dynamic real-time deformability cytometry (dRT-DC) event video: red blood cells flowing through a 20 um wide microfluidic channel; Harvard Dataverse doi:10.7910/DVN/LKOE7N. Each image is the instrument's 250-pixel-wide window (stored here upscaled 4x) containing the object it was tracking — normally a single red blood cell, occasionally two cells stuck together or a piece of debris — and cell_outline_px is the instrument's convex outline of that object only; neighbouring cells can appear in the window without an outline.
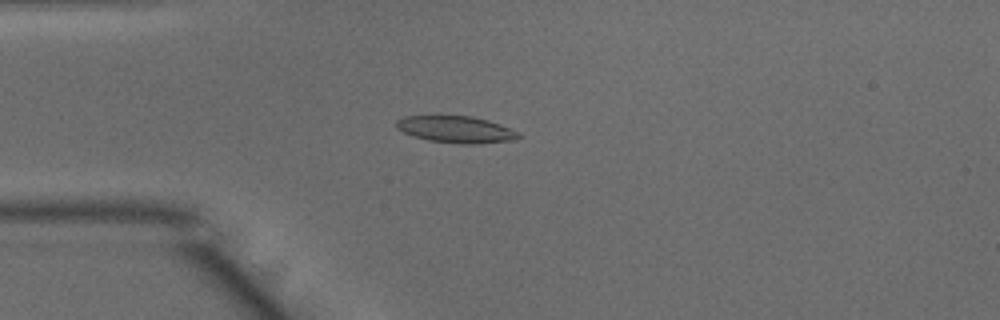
{"species": "common noctule bat (a hibernating species)", "species_latin": "Nyctalus noctula", "temperature_condition": "warm", "stored_images_in_passage": 49, "camera_frame_rate_fps": 3000, "um_per_image_px": 0.085, "animal": {"sex": "male", "body_mass_g": 15.6}, "frame": {"image": 1, "passage_image": 12, "time_ms": 3.667, "image_size_px": [1000, 320], "cell_outline_px": [[524, 136], [512, 140], [480, 144], [460, 144], [428, 140], [412, 136], [396, 128], [396, 120], [404, 116], [472, 116], [488, 120], [500, 124], [520, 132]], "centroid_in_image_um": [38.79, 11.01], "position_along_channel_um": 46.2, "area_um2": 19.25}}
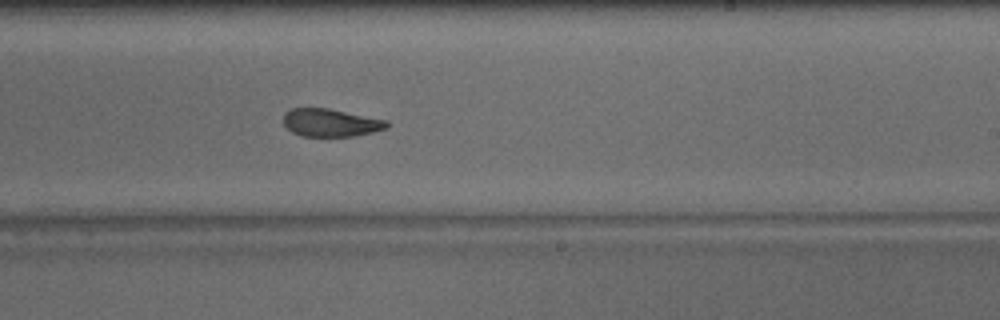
{"frame": {"image": 2, "passage_image": 29, "time_ms": 9.333, "image_size_px": [1000, 320], "cell_outline_px": [[388, 128], [372, 132], [352, 136], [300, 136], [292, 132], [284, 124], [284, 112], [292, 108], [328, 108], [388, 120]], "centroid_in_image_um": [28.1, 10.42], "position_along_channel_um": 260.9, "area_um2": 16.76}}
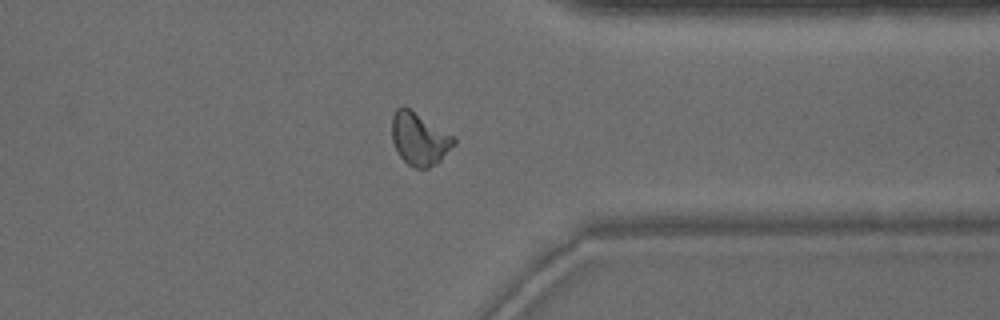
{"frame": {"image": 3, "passage_image": 38, "time_ms": 12.333, "image_size_px": [1000, 320], "cell_outline_px": [[456, 144], [436, 164], [428, 168], [416, 168], [408, 164], [400, 156], [392, 140], [392, 116], [396, 108], [400, 104], [404, 104], [452, 136], [456, 140]], "centroid_in_image_um": [35.62, 11.78], "position_along_channel_um": 375.8, "area_um2": 18.9}, "authors_computed_cell_mechanics": {"area_um2": 18.5538, "velocity_mm_per_s": 4.0237, "shape_relaxation_time_tau1_ms": 8.3365, "shape_relaxation_time_tau2_ms": 2.1243, "deformation_change_tau1": 0.2282, "deformation_change_tau2": 0.0886}}